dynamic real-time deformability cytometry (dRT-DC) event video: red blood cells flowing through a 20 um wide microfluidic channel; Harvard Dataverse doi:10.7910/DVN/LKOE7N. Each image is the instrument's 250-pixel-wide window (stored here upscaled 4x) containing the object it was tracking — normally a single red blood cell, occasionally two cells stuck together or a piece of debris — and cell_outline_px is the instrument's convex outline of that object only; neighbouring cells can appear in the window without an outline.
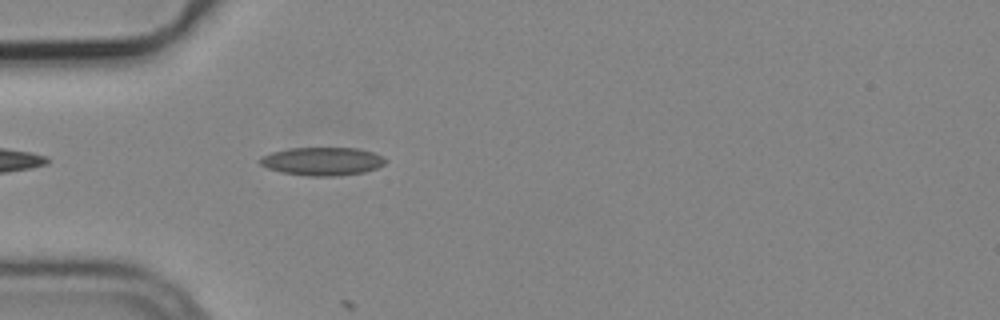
{"species": "common noctule bat (a hibernating species)", "species_latin": "Nyctalus noctula", "temperature_condition": "cold", "stored_images_in_passage": 5, "camera_frame_rate_fps": 3000, "um_per_image_px": 0.085, "animal": {"sex": "male", "body_mass_g": 19.2, "forearm_length_mm": 51.8}, "frame": {"image": 1, "passage_image": 3, "time_ms": 0.667, "image_size_px": [1000, 320], "cell_outline_px": [[388, 160], [384, 164], [376, 168], [364, 172], [336, 176], [312, 176], [284, 172], [268, 168], [260, 164], [256, 160], [272, 152], [288, 148], [356, 148], [372, 152]], "centroid_in_image_um": [27.39, 13.7], "position_along_channel_um": 57.6, "area_um2": 20.4}}